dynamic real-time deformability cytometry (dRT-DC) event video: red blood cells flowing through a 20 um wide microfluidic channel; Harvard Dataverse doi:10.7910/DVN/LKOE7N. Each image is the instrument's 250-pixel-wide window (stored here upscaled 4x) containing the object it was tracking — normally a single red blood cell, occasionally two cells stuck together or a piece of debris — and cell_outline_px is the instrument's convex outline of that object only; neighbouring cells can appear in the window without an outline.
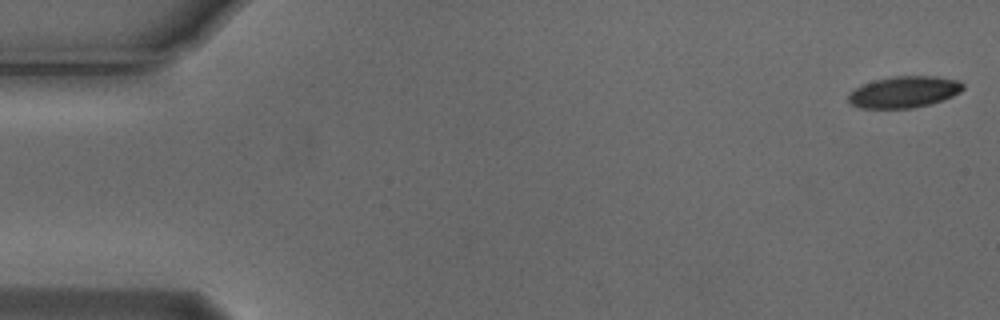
{"species": "Egyptian fruit bat (a non-hibernating species)", "species_latin": "Rousettus aegyptiacus", "temperature_condition": "cold", "stored_images_in_passage": 10, "camera_frame_rate_fps": 3000, "um_per_image_px": 0.085, "animal": {"sex": "male"}, "frame": {"image": 1, "passage_image": 1, "time_ms": 0.0, "image_size_px": [1000, 320], "cell_outline_px": [[964, 88], [960, 92], [952, 96], [928, 104], [912, 108], [860, 108], [852, 104], [848, 100], [848, 96], [856, 88], [864, 84], [876, 80], [892, 76], [936, 76], [960, 80], [964, 84]], "centroid_in_image_um": [76.88, 7.81], "position_along_channel_um": 8.1, "area_um2": 20.81}}